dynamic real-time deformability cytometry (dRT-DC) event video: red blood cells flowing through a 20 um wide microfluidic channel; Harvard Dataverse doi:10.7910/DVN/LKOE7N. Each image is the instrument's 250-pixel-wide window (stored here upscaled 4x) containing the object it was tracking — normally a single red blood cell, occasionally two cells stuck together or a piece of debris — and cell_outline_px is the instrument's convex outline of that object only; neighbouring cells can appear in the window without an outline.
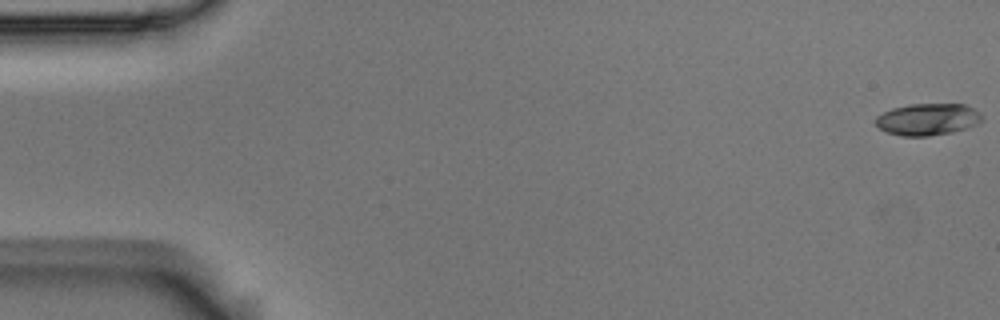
{"species": "Egyptian fruit bat (a non-hibernating species)", "species_latin": "Rousettus aegyptiacus", "temperature_condition": "room temperature", "stored_images_in_passage": 15, "camera_frame_rate_fps": 3000, "um_per_image_px": 0.085, "animal": {"sex": "male"}, "frame": {"image": 1, "passage_image": 1, "time_ms": 0.0, "image_size_px": [1000, 320], "cell_outline_px": [[984, 120], [980, 124], [968, 128], [952, 132], [928, 136], [900, 136], [888, 132], [880, 128], [872, 120], [876, 116], [892, 108], [912, 104], [964, 104], [980, 112], [984, 116]], "centroid_in_image_um": [78.89, 10.14], "position_along_channel_um": 6.1, "area_um2": 20.0}}
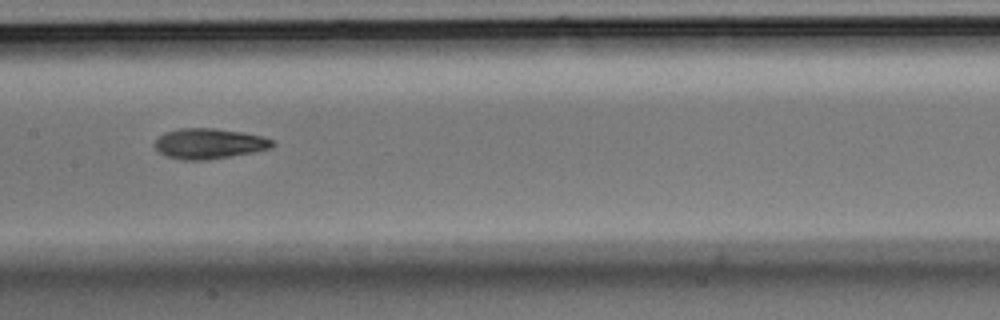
{"frame": {"image": 2, "passage_image": 8, "time_ms": 2.333, "image_size_px": [1000, 320], "cell_outline_px": [[276, 144], [272, 148], [232, 156], [208, 160], [180, 160], [168, 156], [160, 152], [152, 144], [164, 132], [180, 128], [212, 128], [240, 132], [264, 136], [276, 140]], "centroid_in_image_um": [17.81, 12.21], "position_along_channel_um": 189.6, "area_um2": 20.98}}
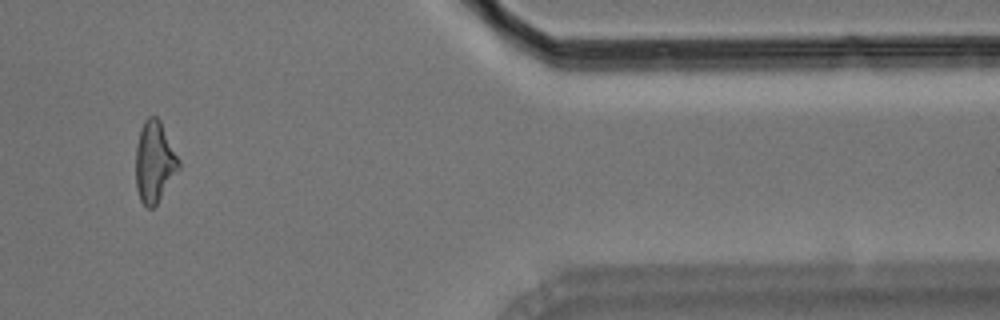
{"frame": {"image": 3, "passage_image": 13, "time_ms": 4.0, "image_size_px": [1000, 320], "cell_outline_px": [[180, 168], [156, 204], [152, 208], [148, 208], [140, 200], [136, 188], [136, 148], [140, 128], [144, 120], [148, 116], [156, 116], [160, 120], [180, 160]], "centroid_in_image_um": [13.13, 13.74], "position_along_channel_um": 398.3, "area_um2": 20.29}}